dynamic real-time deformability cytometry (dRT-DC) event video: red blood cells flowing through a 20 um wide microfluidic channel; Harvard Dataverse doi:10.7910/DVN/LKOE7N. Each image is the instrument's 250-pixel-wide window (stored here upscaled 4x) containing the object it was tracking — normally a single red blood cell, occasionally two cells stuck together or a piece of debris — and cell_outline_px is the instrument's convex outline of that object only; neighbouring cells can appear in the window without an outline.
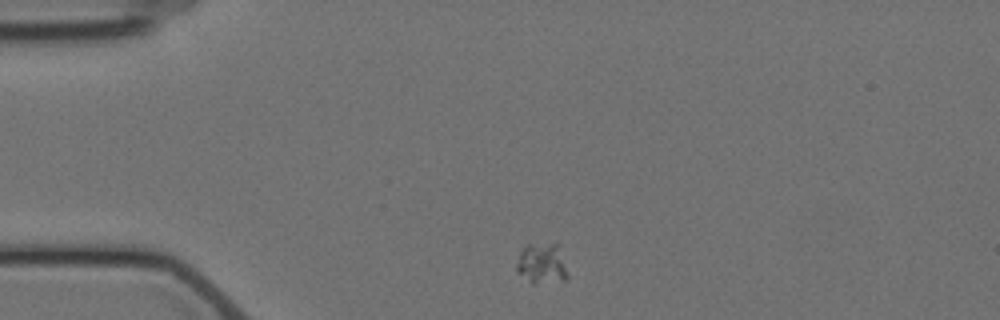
{"species": "Egyptian fruit bat (a non-hibernating species)", "species_latin": "Rousettus aegyptiacus", "temperature_condition": "cold", "stored_images_in_passage": 3, "camera_frame_rate_fps": 3000, "um_per_image_px": 0.085, "animal": {"sex": "female"}, "frame": {"image": 1, "passage_image": 1, "time_ms": 0.0, "image_size_px": [1000, 320], "cell_outline_px": [[568, 280], [532, 284], [516, 272], [516, 264], [520, 252], [524, 244], [560, 244], [568, 276]], "centroid_in_image_um": [46.05, 22.41], "position_along_channel_um": 38.9, "area_um2": 12.37}}
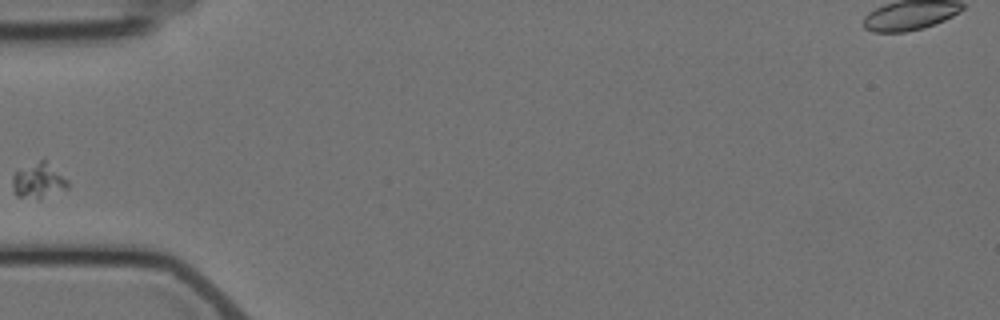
{"frame": {"image": 2, "passage_image": 3, "time_ms": 2.333, "image_size_px": [1000, 320], "cell_outline_px": [[68, 188], [40, 200], [16, 196], [12, 192], [12, 176], [16, 172], [40, 160], [44, 160], [68, 180]], "centroid_in_image_um": [3.25, 15.42], "position_along_channel_um": 81.8, "area_um2": 11.27}}